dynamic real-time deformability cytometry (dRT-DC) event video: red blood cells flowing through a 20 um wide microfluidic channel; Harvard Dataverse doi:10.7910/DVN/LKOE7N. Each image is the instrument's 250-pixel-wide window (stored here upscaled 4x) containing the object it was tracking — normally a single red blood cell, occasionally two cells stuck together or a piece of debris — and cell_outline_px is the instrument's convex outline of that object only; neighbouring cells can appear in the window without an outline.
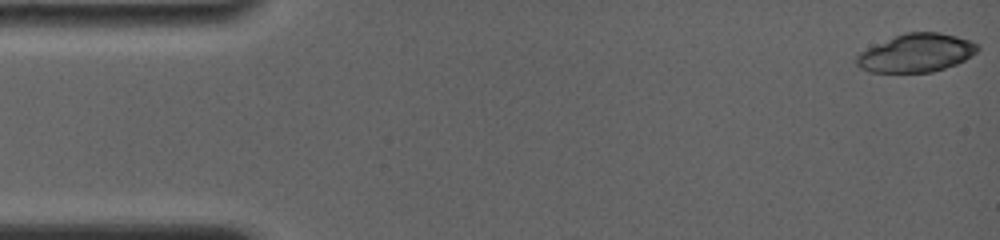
{"species": "common noctule bat (a hibernating species)", "species_latin": "Nyctalus noctula", "temperature_condition": "room temperature", "stored_images_in_passage": 15, "camera_frame_rate_fps": 4000, "um_per_image_px": 0.085, "animal": {"sex": "female", "body_mass_g": 19.0, "forearm_length_mm": 56.7}, "frame": {"image": 1, "passage_image": 1, "time_ms": 0.0, "image_size_px": [1000, 240], "cell_outline_px": [[980, 48], [976, 52], [964, 60], [956, 64], [932, 72], [868, 72], [860, 68], [856, 64], [856, 56], [860, 52], [868, 48], [904, 32], [940, 32], [972, 40], [980, 44]], "centroid_in_image_um": [77.91, 4.5], "position_along_channel_um": 7.1, "area_um2": 26.99}}
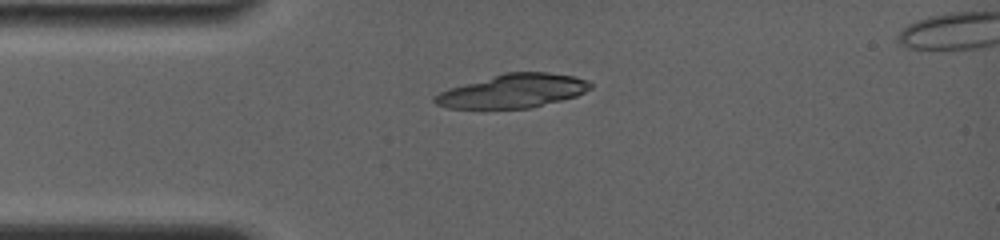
{"frame": {"image": 2, "passage_image": 14, "time_ms": 3.75, "image_size_px": [1000, 240], "cell_outline_px": [[592, 88], [576, 96], [532, 108], [448, 108], [436, 104], [432, 100], [432, 96], [448, 88], [504, 72], [548, 72], [576, 76], [588, 80], [592, 84]], "centroid_in_image_um": [43.6, 7.72], "position_along_channel_um": 41.4, "area_um2": 30.75}}